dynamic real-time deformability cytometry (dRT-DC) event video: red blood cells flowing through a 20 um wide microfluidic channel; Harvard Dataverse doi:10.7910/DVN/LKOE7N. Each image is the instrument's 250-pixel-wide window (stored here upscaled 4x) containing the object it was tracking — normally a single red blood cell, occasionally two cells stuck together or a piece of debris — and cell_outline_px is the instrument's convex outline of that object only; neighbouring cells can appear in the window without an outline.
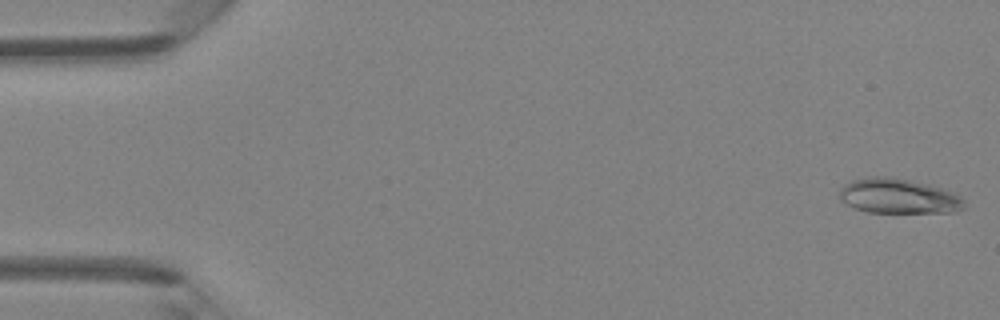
{"species": "Egyptian fruit bat (a non-hibernating species)", "species_latin": "Rousettus aegyptiacus", "temperature_condition": "room temperature", "stored_images_in_passage": 47, "camera_frame_rate_fps": 3000, "um_per_image_px": 0.085, "animal": {"sex": "female"}, "frame": {"image": 1, "passage_image": 1, "time_ms": 0.0, "image_size_px": [1000, 320], "cell_outline_px": [[964, 208], [956, 212], [868, 212], [856, 208], [840, 200], [840, 188], [844, 184], [852, 180], [872, 176], [892, 176], [928, 184], [940, 188], [960, 196], [964, 200]], "centroid_in_image_um": [76.36, 16.66], "position_along_channel_um": 8.6, "area_um2": 25.26}}
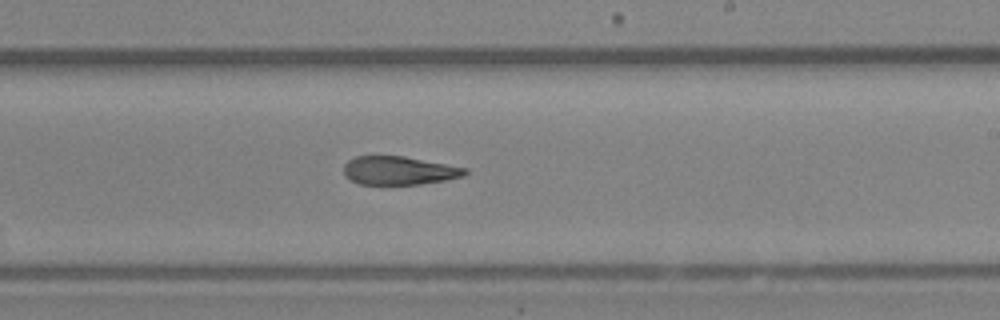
{"frame": {"image": 2, "passage_image": 28, "time_ms": 9.0, "image_size_px": [1000, 320], "cell_outline_px": [[468, 172], [464, 176], [444, 180], [420, 184], [360, 184], [344, 176], [344, 164], [348, 160], [356, 156], [404, 156], [468, 168]], "centroid_in_image_um": [33.92, 14.49], "position_along_channel_um": 255.1, "area_um2": 20.06}}
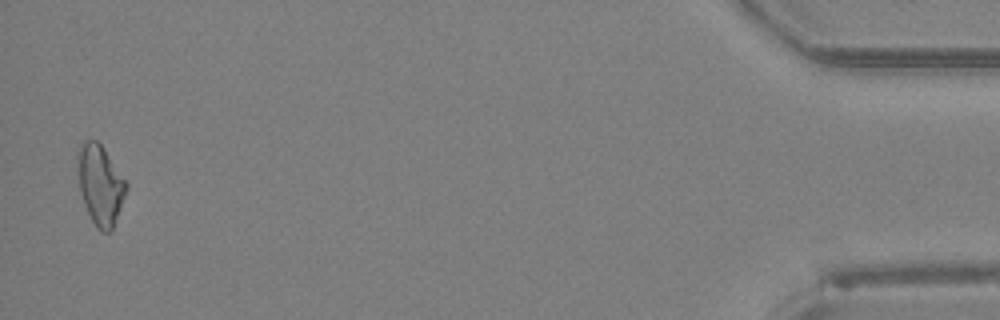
{"frame": {"image": 3, "passage_image": 46, "time_ms": 15.0, "image_size_px": [1000, 320], "cell_outline_px": [[128, 188], [112, 232], [100, 232], [92, 220], [84, 204], [80, 192], [76, 156], [76, 152], [80, 144], [84, 140], [96, 140], [100, 144], [128, 184]], "centroid_in_image_um": [8.51, 15.72], "position_along_channel_um": 426.7, "area_um2": 22.66}, "authors_computed_cell_mechanics": {"area_um2": 22.1952, "velocity_mm_per_s": 4.3143, "shape_relaxation_time_tau1_ms": null, "shape_relaxation_time_tau2_ms": 4.4244, "deformation_change_tau1": null, "deformation_change_tau2": 0.1324}}